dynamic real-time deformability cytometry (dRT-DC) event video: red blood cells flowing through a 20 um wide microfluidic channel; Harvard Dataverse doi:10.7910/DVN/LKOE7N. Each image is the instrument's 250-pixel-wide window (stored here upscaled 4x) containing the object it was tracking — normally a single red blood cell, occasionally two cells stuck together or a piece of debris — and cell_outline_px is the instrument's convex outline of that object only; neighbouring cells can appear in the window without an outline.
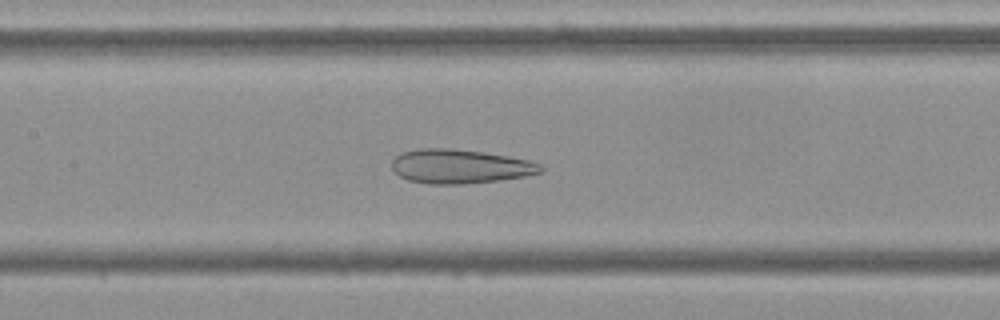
{"species": "Egyptian fruit bat (a non-hibernating species)", "species_latin": "Rousettus aegyptiacus", "temperature_condition": "cold", "stored_images_in_passage": 54, "camera_frame_rate_fps": 3000, "um_per_image_px": 0.085, "frame": {"image": 1, "passage_image": 25, "time_ms": 8.0, "image_size_px": [1000, 320], "cell_outline_px": [[544, 168], [540, 172], [524, 176], [500, 180], [460, 184], [428, 184], [408, 180], [400, 176], [392, 168], [392, 160], [400, 152], [420, 148], [448, 148], [484, 152], [508, 156], [528, 160], [540, 164]], "centroid_in_image_um": [39.07, 14.14], "position_along_channel_um": 168.3, "area_um2": 29.54}}
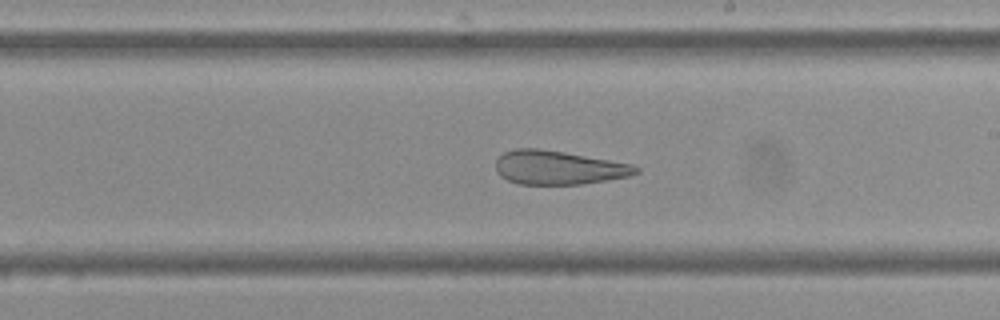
{"frame": {"image": 2, "passage_image": 31, "time_ms": 10.0, "image_size_px": [1000, 320], "cell_outline_px": [[640, 172], [628, 176], [580, 184], [520, 184], [508, 180], [500, 176], [496, 172], [496, 160], [504, 152], [516, 148], [536, 148], [564, 152], [632, 164], [640, 168]], "centroid_in_image_um": [47.44, 14.24], "position_along_channel_um": 241.6, "area_um2": 27.4}}
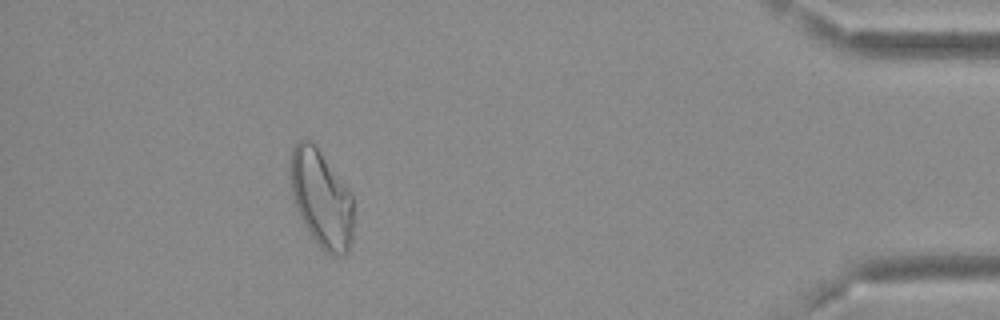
{"frame": {"image": 3, "passage_image": 49, "time_ms": 16.0, "image_size_px": [1000, 320], "cell_outline_px": [[352, 240], [348, 252], [344, 256], [336, 256], [324, 252], [320, 248], [312, 236], [300, 216], [296, 208], [292, 196], [288, 176], [288, 160], [292, 148], [300, 140], [312, 140], [316, 144], [352, 192]], "centroid_in_image_um": [27.29, 16.84], "position_along_channel_um": 407.9, "area_um2": 36.7}}